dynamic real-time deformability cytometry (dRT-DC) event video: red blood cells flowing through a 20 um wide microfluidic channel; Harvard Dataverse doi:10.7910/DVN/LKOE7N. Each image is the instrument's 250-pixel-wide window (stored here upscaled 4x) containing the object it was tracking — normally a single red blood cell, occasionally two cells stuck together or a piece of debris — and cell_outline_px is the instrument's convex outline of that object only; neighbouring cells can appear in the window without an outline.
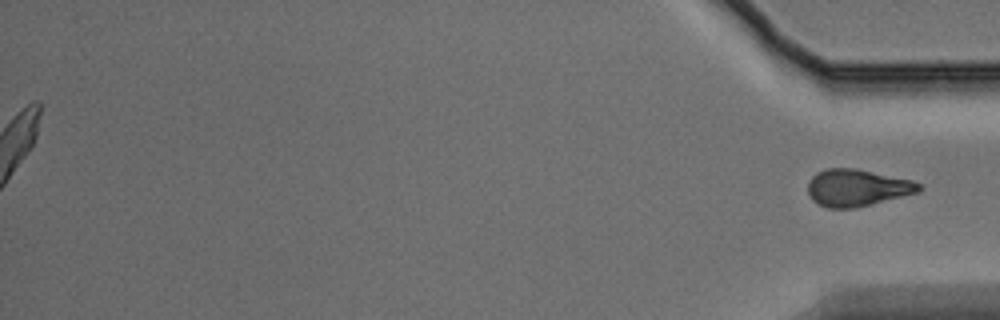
{"species": "Egyptian fruit bat (a non-hibernating species)", "species_latin": "Rousettus aegyptiacus", "temperature_condition": "warm", "stored_images_in_passage": 46, "segment_of_instrument_passage": [2, 2], "camera_frame_rate_fps": 3000, "um_per_image_px": 0.085, "animal": {"sex": "male"}, "frame": {"image": 1, "passage_image": 46, "time_ms": 15.0, "image_size_px": [1000, 320], "cell_outline_px": [[920, 192], [856, 208], [828, 208], [812, 200], [808, 192], [808, 180], [816, 172], [824, 168], [856, 168], [912, 180], [920, 184]], "centroid_in_image_um": [72.83, 15.95], "position_along_channel_um": 362.4, "area_um2": 24.04}}